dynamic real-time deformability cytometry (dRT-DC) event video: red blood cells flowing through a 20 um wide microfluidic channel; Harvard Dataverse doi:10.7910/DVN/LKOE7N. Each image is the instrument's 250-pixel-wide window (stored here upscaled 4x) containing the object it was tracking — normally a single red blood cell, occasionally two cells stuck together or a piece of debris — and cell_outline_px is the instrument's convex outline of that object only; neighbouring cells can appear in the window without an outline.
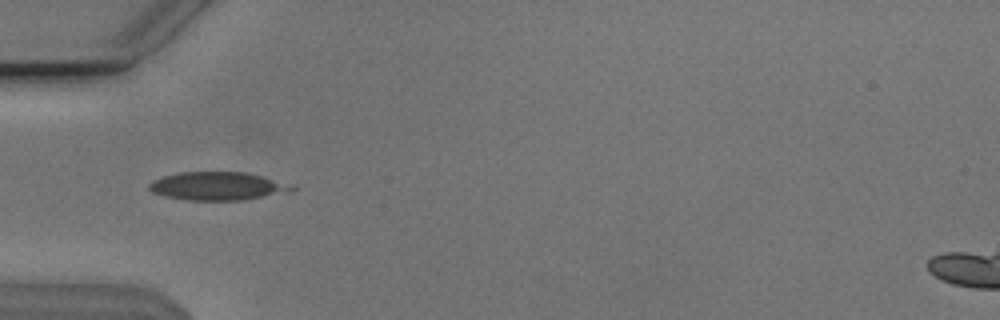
{"species": "Egyptian fruit bat (a non-hibernating species)", "species_latin": "Rousettus aegyptiacus", "temperature_condition": "cold", "stored_images_in_passage": 21, "camera_frame_rate_fps": 3000, "um_per_image_px": 0.085, "animal": {"sex": "male"}, "frame": {"image": 1, "passage_image": 5, "time_ms": 1.333, "image_size_px": [1000, 320], "cell_outline_px": [[296, 188], [292, 192], [244, 200], [188, 200], [164, 196], [152, 192], [148, 188], [148, 184], [152, 180], [164, 176], [180, 172], [244, 172], [292, 184]], "centroid_in_image_um": [18.51, 15.82], "position_along_channel_um": 66.5, "area_um2": 23.58}}
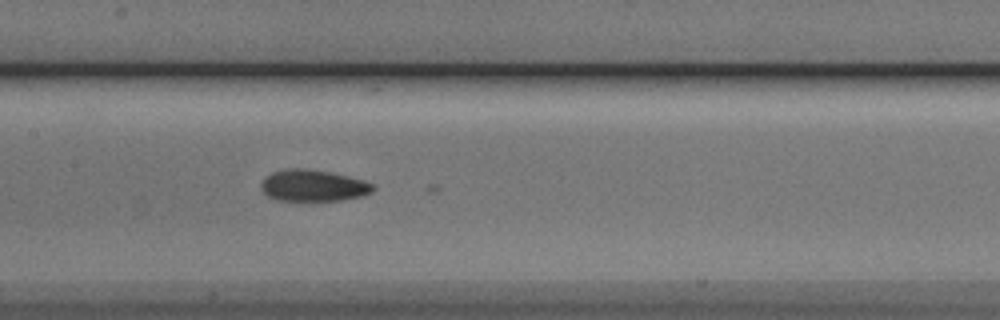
{"frame": {"image": 2, "passage_image": 14, "time_ms": 4.333, "image_size_px": [1000, 320], "cell_outline_px": [[376, 188], [372, 192], [364, 196], [340, 200], [276, 200], [268, 196], [260, 188], [260, 184], [272, 172], [284, 168], [308, 168], [348, 176], [364, 180], [372, 184]], "centroid_in_image_um": [26.63, 15.77], "position_along_channel_um": 180.8, "area_um2": 20.58}}
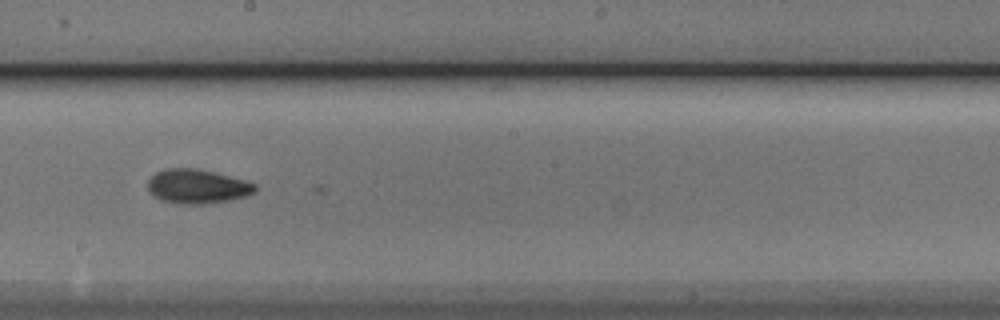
{"frame": {"image": 3, "passage_image": 18, "time_ms": 5.667, "image_size_px": [1000, 320], "cell_outline_px": [[256, 192], [248, 196], [228, 200], [204, 204], [176, 204], [160, 200], [152, 196], [148, 188], [148, 180], [156, 172], [168, 168], [196, 168], [244, 180], [256, 184]], "centroid_in_image_um": [16.75, 15.86], "position_along_channel_um": 231.5, "area_um2": 21.44}}